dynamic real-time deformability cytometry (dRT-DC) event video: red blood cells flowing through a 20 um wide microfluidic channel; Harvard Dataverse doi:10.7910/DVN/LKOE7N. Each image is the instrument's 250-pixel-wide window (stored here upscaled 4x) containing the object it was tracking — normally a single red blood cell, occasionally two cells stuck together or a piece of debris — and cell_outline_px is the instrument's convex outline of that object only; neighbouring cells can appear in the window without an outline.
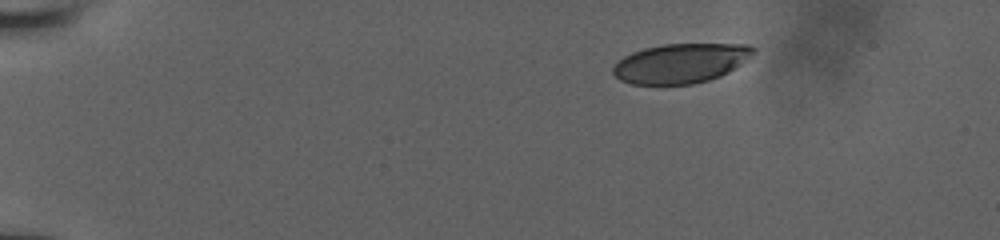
{"species": "human", "species_latin": "Homo sapiens", "temperature_condition": "room temperature", "stored_images_in_passage": 31, "camera_frame_rate_fps": 3000, "um_per_image_px": 0.085, "donor": {"sex": "male"}, "frame": {"image": 1, "passage_image": 1, "time_ms": 0.0, "image_size_px": [1000, 240], "cell_outline_px": [[756, 48], [752, 56], [728, 72], [720, 76], [708, 80], [692, 84], [632, 84], [620, 80], [612, 72], [612, 68], [624, 56], [632, 52], [644, 48], [660, 44], [748, 44]], "centroid_in_image_um": [57.86, 5.37], "position_along_channel_um": 27.1, "area_um2": 32.25}}
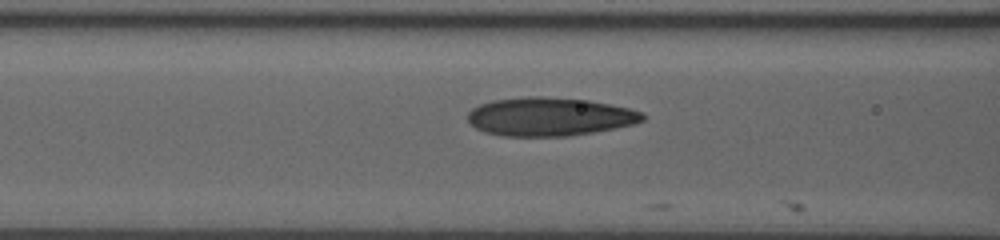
{"frame": {"image": 2, "passage_image": 18, "time_ms": 5.0, "image_size_px": [1000, 240], "cell_outline_px": [[644, 120], [632, 124], [592, 132], [568, 136], [504, 136], [484, 132], [476, 128], [468, 120], [468, 112], [472, 108], [480, 104], [492, 100], [528, 96], [540, 96], [588, 100], [628, 108], [644, 112]], "centroid_in_image_um": [46.68, 9.91], "position_along_channel_um": 119.9, "area_um2": 39.02}}
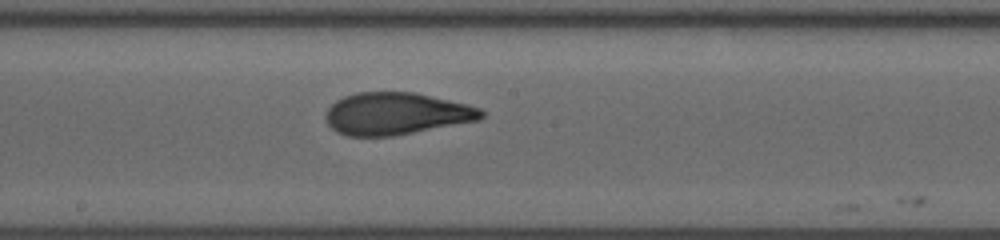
{"frame": {"image": 3, "passage_image": 26, "time_ms": 7.333, "image_size_px": [1000, 240], "cell_outline_px": [[484, 116], [480, 120], [392, 136], [348, 136], [336, 132], [328, 124], [324, 116], [328, 108], [336, 100], [344, 96], [356, 92], [416, 92], [480, 108], [484, 112]], "centroid_in_image_um": [33.64, 9.66], "position_along_channel_um": 214.6, "area_um2": 38.15}}